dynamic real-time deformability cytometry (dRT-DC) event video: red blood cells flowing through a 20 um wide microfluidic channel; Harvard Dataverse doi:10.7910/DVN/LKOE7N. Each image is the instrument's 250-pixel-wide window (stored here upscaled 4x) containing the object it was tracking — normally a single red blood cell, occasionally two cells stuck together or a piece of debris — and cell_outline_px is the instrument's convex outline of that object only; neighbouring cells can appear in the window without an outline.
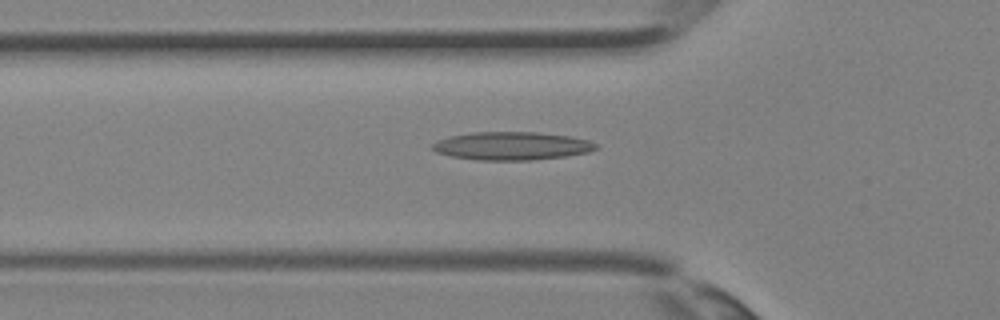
{"species": "Egyptian fruit bat (a non-hibernating species)", "species_latin": "Rousettus aegyptiacus", "temperature_condition": "room temperature", "stored_images_in_passage": 27, "camera_frame_rate_fps": 3000, "um_per_image_px": 0.085, "animal": {"sex": "female"}, "frame": {"image": 1, "passage_image": 6, "time_ms": 1.667, "image_size_px": [1000, 320], "cell_outline_px": [[600, 148], [588, 152], [564, 156], [532, 160], [476, 160], [452, 156], [436, 152], [432, 148], [432, 144], [448, 136], [472, 132], [536, 132], [568, 136], [588, 140], [600, 144]], "centroid_in_image_um": [43.53, 12.4], "position_along_channel_um": 82.3, "area_um2": 26.82}}
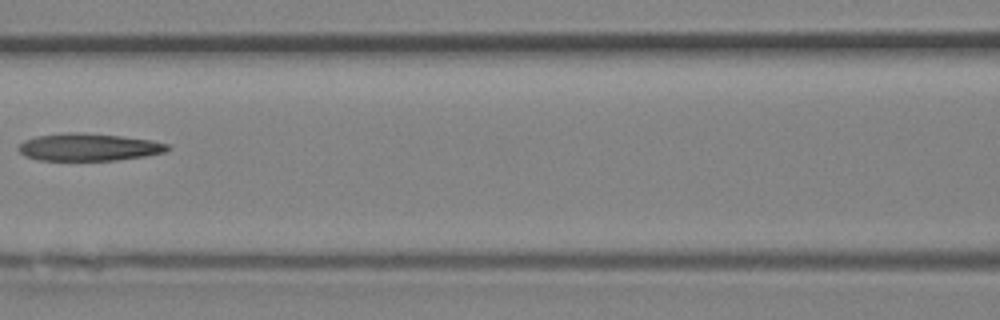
{"frame": {"image": 2, "passage_image": 10, "time_ms": 3.0, "image_size_px": [1000, 320], "cell_outline_px": [[172, 148], [164, 152], [144, 156], [116, 160], [40, 160], [24, 156], [20, 152], [20, 144], [24, 140], [36, 136], [64, 132], [84, 132], [120, 136], [152, 140], [168, 144]], "centroid_in_image_um": [7.54, 12.49], "position_along_channel_um": 159.1, "area_um2": 23.81}}
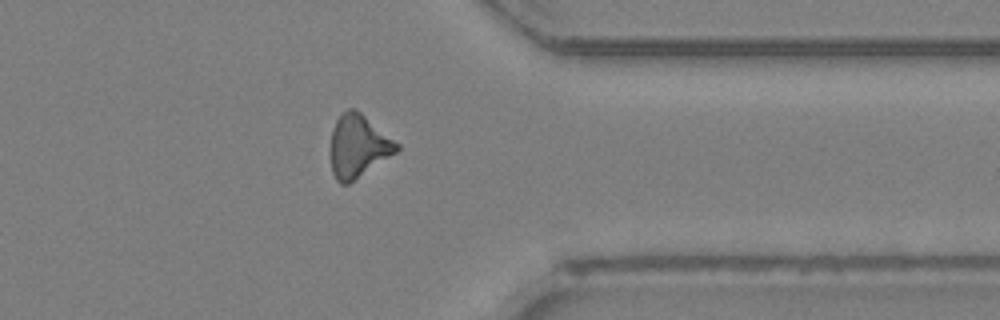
{"frame": {"image": 3, "passage_image": 22, "time_ms": 7.0, "image_size_px": [1000, 320], "cell_outline_px": [[400, 148], [396, 152], [348, 184], [340, 184], [336, 180], [332, 172], [328, 152], [332, 128], [336, 120], [348, 108], [352, 108], [360, 112], [400, 144]], "centroid_in_image_um": [30.39, 12.43], "position_along_channel_um": 381.0, "area_um2": 24.28}}